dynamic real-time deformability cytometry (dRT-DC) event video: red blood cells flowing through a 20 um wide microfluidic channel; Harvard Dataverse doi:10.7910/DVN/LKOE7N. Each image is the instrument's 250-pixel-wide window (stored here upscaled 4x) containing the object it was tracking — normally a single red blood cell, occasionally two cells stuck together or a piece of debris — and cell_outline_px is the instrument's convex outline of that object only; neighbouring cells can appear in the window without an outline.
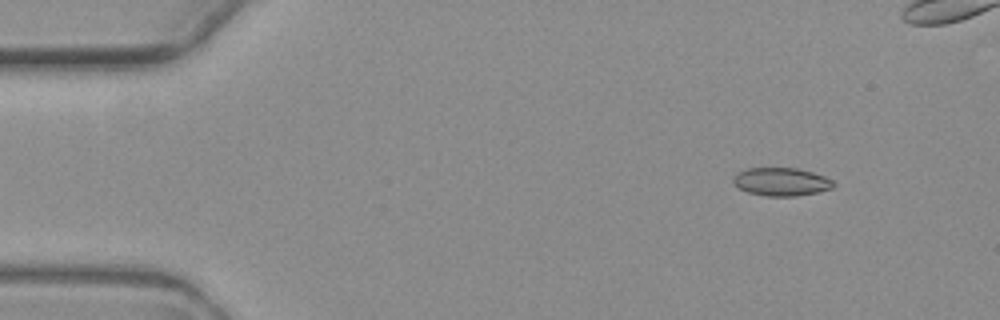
{"species": "common noctule bat (a hibernating species)", "species_latin": "Nyctalus noctula", "temperature_condition": "warm", "stored_images_in_passage": 4, "camera_frame_rate_fps": 3000, "um_per_image_px": 0.085, "animal": {"sex": "female", "body_mass_g": 19.3, "forearm_length_mm": 54.1}, "frame": {"image": 1, "passage_image": 1, "time_ms": 0.0, "image_size_px": [1000, 320], "cell_outline_px": [[836, 184], [832, 188], [816, 192], [796, 196], [764, 196], [748, 192], [732, 184], [732, 176], [736, 172], [744, 168], [796, 168], [812, 172], [824, 176], [832, 180]], "centroid_in_image_um": [66.35, 15.44], "position_along_channel_um": 18.6, "area_um2": 16.59}}